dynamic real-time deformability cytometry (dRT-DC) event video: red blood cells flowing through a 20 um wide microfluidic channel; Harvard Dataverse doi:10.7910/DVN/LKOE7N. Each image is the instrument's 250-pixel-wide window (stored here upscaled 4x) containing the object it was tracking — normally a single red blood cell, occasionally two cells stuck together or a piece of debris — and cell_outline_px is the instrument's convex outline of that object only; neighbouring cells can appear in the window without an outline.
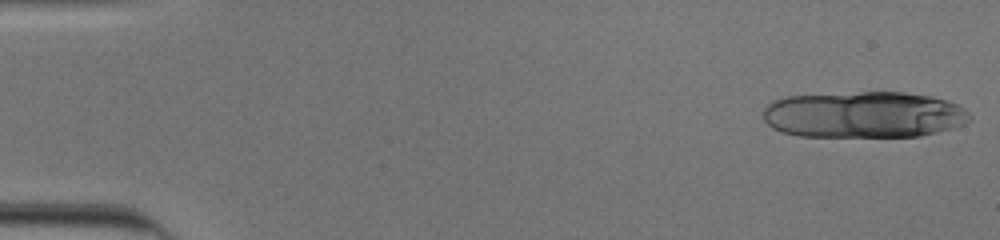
{"species": "human", "species_latin": "Homo sapiens", "temperature_condition": "cold", "stored_images_in_passage": 16, "camera_frame_rate_fps": 3000, "um_per_image_px": 0.085, "donor": {"sex": "male"}, "frame": {"image": 1, "passage_image": 1, "time_ms": 0.0, "image_size_px": [1000, 240], "cell_outline_px": [[972, 120], [964, 124], [952, 128], [920, 136], [796, 136], [780, 132], [772, 128], [764, 120], [764, 108], [772, 100], [788, 96], [860, 92], [904, 92], [932, 96], [956, 104], [964, 108], [972, 116]], "centroid_in_image_um": [73.42, 9.75], "position_along_channel_um": 11.6, "area_um2": 56.07}}